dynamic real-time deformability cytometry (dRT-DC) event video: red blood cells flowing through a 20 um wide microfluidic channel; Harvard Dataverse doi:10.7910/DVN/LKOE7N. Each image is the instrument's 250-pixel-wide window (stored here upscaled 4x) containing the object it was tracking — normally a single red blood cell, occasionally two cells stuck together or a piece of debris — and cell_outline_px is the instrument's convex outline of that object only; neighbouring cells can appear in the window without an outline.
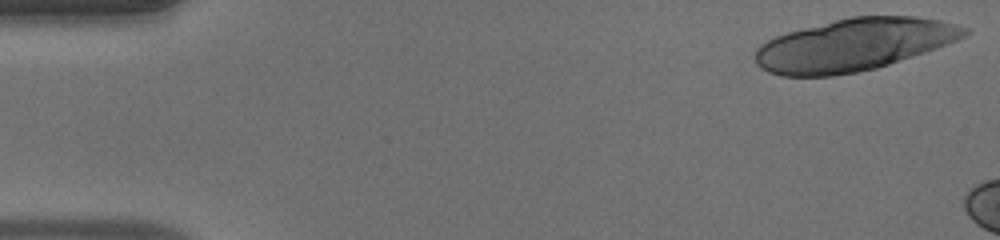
{"species": "human", "species_latin": "Homo sapiens", "temperature_condition": "warm", "stored_images_in_passage": 9, "camera_frame_rate_fps": 3000, "um_per_image_px": 0.085, "donor": {"sex": "male"}, "frame": {"image": 1, "passage_image": 1, "time_ms": 0.0, "image_size_px": [1000, 240], "cell_outline_px": [[972, 32], [956, 40], [936, 48], [876, 68], [856, 72], [832, 76], [780, 76], [768, 72], [760, 68], [756, 64], [756, 48], [760, 44], [776, 36], [788, 32], [852, 16], [916, 16], [940, 20], [956, 24], [968, 28]], "centroid_in_image_um": [72.56, 3.81], "position_along_channel_um": 12.4, "area_um2": 63.35}}